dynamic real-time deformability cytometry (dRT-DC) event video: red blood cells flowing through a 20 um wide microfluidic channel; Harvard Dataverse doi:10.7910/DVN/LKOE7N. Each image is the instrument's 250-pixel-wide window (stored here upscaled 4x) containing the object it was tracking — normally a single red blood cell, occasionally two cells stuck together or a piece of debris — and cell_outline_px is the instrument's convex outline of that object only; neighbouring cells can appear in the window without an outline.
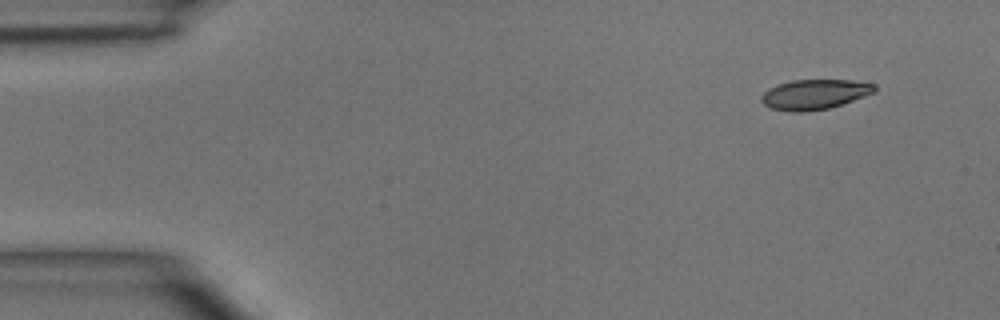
{"species": "common noctule bat (a hibernating species)", "species_latin": "Nyctalus noctula", "temperature_condition": "room temperature", "stored_images_in_passage": 3, "camera_frame_rate_fps": 3000, "um_per_image_px": 0.085, "animal": {"sex": "male", "body_mass_g": 15.6}, "frame": {"image": 1, "passage_image": 1, "time_ms": 0.0, "image_size_px": [1000, 320], "cell_outline_px": [[876, 92], [828, 108], [804, 112], [788, 112], [772, 108], [764, 104], [760, 100], [760, 96], [768, 88], [792, 80], [852, 80], [876, 84]], "centroid_in_image_um": [69.22, 8.02], "position_along_channel_um": 15.8, "area_um2": 19.71}}
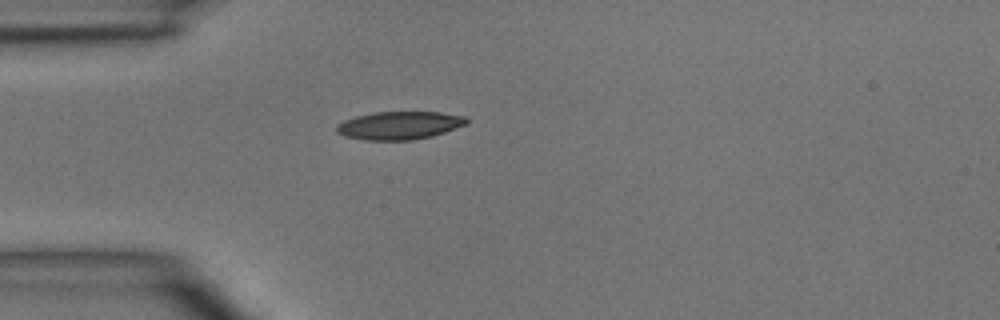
{"frame": {"image": 2, "passage_image": 3, "time_ms": 3.0, "image_size_px": [1000, 320], "cell_outline_px": [[468, 124], [432, 136], [412, 140], [364, 140], [344, 136], [336, 132], [336, 124], [344, 120], [356, 116], [372, 112], [440, 112], [464, 116], [468, 120]], "centroid_in_image_um": [33.92, 10.66], "position_along_channel_um": 51.1, "area_um2": 21.33}}